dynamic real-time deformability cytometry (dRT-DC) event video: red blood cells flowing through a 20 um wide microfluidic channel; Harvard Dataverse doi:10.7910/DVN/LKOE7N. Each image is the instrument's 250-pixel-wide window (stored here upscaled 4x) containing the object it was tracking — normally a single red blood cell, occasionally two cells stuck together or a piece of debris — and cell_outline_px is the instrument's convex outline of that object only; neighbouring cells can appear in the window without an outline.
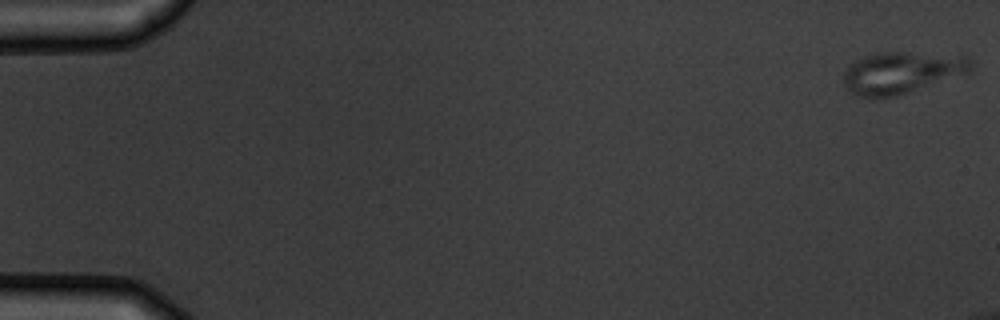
{"species": "common noctule bat (a hibernating species)", "species_latin": "Nyctalus noctula", "temperature_condition": "warm", "stored_images_in_passage": 5, "camera_frame_rate_fps": 3000, "um_per_image_px": 0.085, "animal": {"sex": "male", "body_mass_g": 19.5, "forearm_length_mm": 54.6}, "frame": {"image": 1, "passage_image": 1, "time_ms": 0.0, "image_size_px": [1000, 320], "cell_outline_px": [[972, 60], [968, 72], [896, 96], [876, 100], [868, 100], [852, 96], [848, 92], [844, 84], [844, 72], [848, 64], [864, 56], [880, 52], [908, 52], [968, 56]], "centroid_in_image_um": [76.52, 6.2], "position_along_channel_um": 8.5, "area_um2": 31.39}}